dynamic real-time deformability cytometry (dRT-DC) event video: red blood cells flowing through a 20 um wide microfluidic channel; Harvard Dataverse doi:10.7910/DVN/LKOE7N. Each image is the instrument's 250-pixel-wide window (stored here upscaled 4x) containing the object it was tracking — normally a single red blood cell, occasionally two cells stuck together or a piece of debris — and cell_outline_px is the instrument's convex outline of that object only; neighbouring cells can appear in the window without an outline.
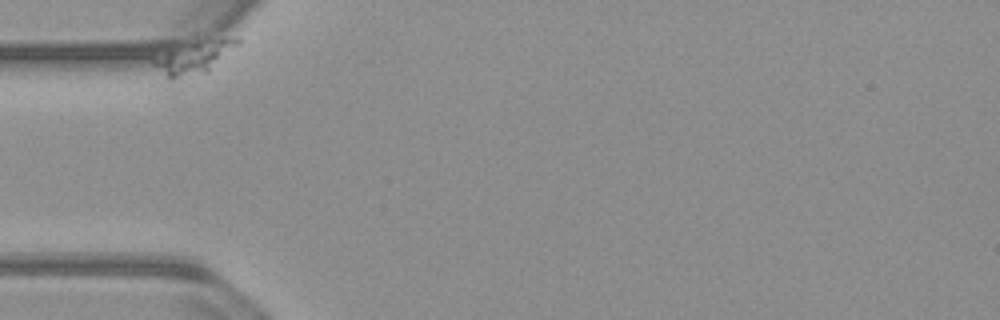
{"species": "common noctule bat (a hibernating species)", "species_latin": "Nyctalus noctula", "temperature_condition": "warm", "stored_images_in_passage": 19, "camera_frame_rate_fps": 3000, "um_per_image_px": 0.085, "animal": {"sex": "male", "body_mass_g": 23.1, "forearm_length_mm": 52.7}, "frame": {"image": 1, "passage_image": 1, "time_ms": 0.0, "image_size_px": [1000, 320], "cell_outline_px": [[240, 44], [208, 72], [172, 80], [152, 64], [152, 60], [192, 44], [216, 40], [240, 40]], "centroid_in_image_um": [16.55, 4.97], "position_along_channel_um": 68.5, "area_um2": 14.33}}
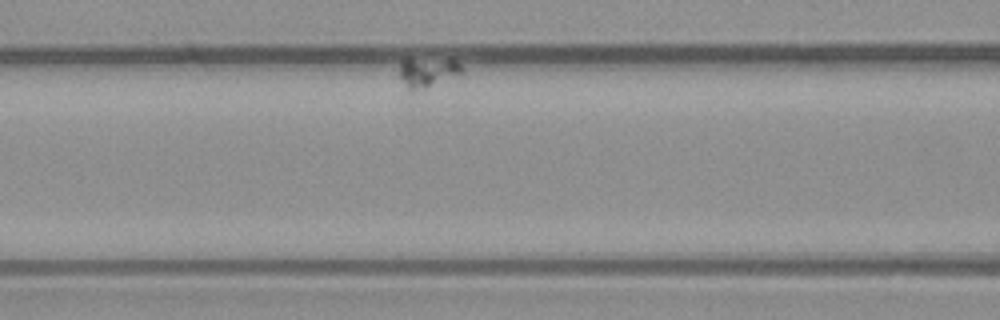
{"frame": {"image": 2, "passage_image": 13, "time_ms": 4.0, "image_size_px": [1000, 320], "cell_outline_px": [[464, 72], [416, 88], [408, 88], [404, 84], [400, 76], [400, 64], [408, 56], [456, 60], [464, 68]], "centroid_in_image_um": [36.33, 6.0], "position_along_channel_um": 130.3, "area_um2": 10.35}}